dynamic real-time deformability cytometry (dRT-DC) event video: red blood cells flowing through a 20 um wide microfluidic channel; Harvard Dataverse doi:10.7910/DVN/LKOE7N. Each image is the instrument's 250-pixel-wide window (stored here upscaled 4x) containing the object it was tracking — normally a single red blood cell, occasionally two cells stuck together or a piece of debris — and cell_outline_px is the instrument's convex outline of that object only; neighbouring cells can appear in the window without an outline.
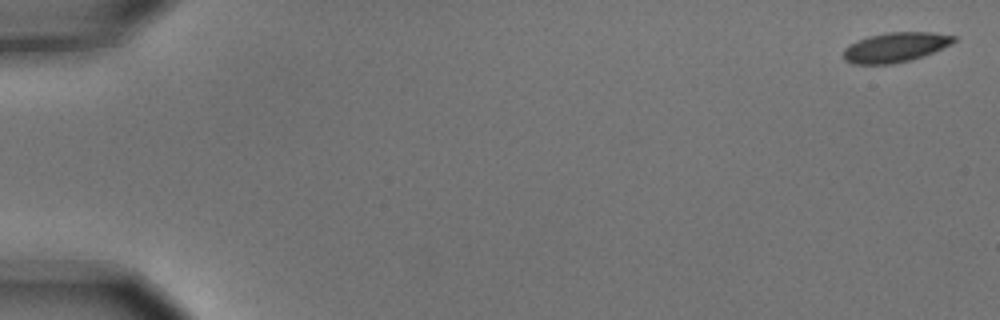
{"species": "common noctule bat (a hibernating species)", "species_latin": "Nyctalus noctula", "temperature_condition": "cold", "stored_images_in_passage": 3, "camera_frame_rate_fps": 3000, "um_per_image_px": 0.085, "animal": {"sex": "male", "body_mass_g": 15.6}, "frame": {"image": 1, "passage_image": 1, "time_ms": 0.0, "image_size_px": [1000, 320], "cell_outline_px": [[956, 40], [952, 44], [924, 56], [892, 64], [852, 64], [844, 60], [844, 48], [848, 44], [856, 40], [868, 36], [888, 32], [932, 32], [956, 36]], "centroid_in_image_um": [76.09, 4.01], "position_along_channel_um": 8.9, "area_um2": 19.25}}